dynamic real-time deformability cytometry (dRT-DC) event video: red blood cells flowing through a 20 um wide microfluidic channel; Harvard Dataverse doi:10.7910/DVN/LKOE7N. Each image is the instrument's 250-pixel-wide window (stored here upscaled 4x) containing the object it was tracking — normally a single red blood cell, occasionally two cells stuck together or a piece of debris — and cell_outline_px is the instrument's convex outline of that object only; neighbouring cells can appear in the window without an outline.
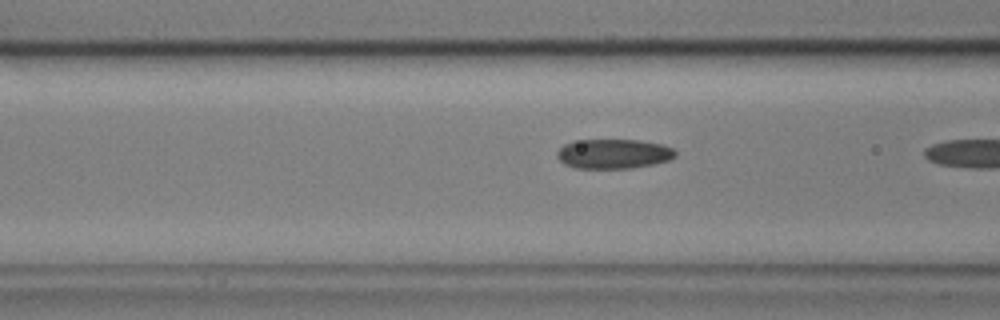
{"species": "common noctule bat (a hibernating species)", "species_latin": "Nyctalus noctula", "temperature_condition": "cold", "stored_images_in_passage": 19, "camera_frame_rate_fps": 3000, "um_per_image_px": 0.085, "animal": {"sex": "male", "body_mass_g": 17.9, "forearm_length_mm": 54.2}, "frame": {"image": 1, "passage_image": 18, "time_ms": 5.667, "image_size_px": [1000, 320], "cell_outline_px": [[676, 156], [668, 160], [652, 164], [632, 168], [576, 168], [564, 164], [556, 156], [556, 152], [564, 144], [572, 140], [640, 140], [664, 144], [672, 148], [676, 152]], "centroid_in_image_um": [52.13, 13.06], "position_along_channel_um": 114.5, "area_um2": 20.52}}